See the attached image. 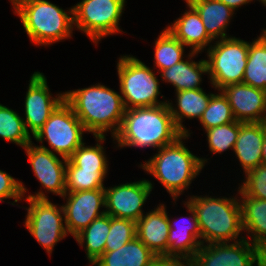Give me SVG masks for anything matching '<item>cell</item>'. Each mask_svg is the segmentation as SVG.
<instances>
[{
  "instance_id": "6da1fadb",
  "label": "cell",
  "mask_w": 266,
  "mask_h": 266,
  "mask_svg": "<svg viewBox=\"0 0 266 266\" xmlns=\"http://www.w3.org/2000/svg\"><path fill=\"white\" fill-rule=\"evenodd\" d=\"M183 133L172 118L168 103L154 107L126 109L113 141L118 148L160 149L175 142Z\"/></svg>"
},
{
  "instance_id": "7a4b0ae2",
  "label": "cell",
  "mask_w": 266,
  "mask_h": 266,
  "mask_svg": "<svg viewBox=\"0 0 266 266\" xmlns=\"http://www.w3.org/2000/svg\"><path fill=\"white\" fill-rule=\"evenodd\" d=\"M65 101L93 136H106L110 131L114 137L126 110L121 94L101 83L65 91Z\"/></svg>"
},
{
  "instance_id": "3957f363",
  "label": "cell",
  "mask_w": 266,
  "mask_h": 266,
  "mask_svg": "<svg viewBox=\"0 0 266 266\" xmlns=\"http://www.w3.org/2000/svg\"><path fill=\"white\" fill-rule=\"evenodd\" d=\"M188 138L186 134L181 135L175 142L157 149L158 153L139 166L163 185L175 203L208 162L185 146L183 140Z\"/></svg>"
},
{
  "instance_id": "277c9868",
  "label": "cell",
  "mask_w": 266,
  "mask_h": 266,
  "mask_svg": "<svg viewBox=\"0 0 266 266\" xmlns=\"http://www.w3.org/2000/svg\"><path fill=\"white\" fill-rule=\"evenodd\" d=\"M12 6L34 45L50 46L72 38L73 6L64 10L48 0H15Z\"/></svg>"
},
{
  "instance_id": "5b68a950",
  "label": "cell",
  "mask_w": 266,
  "mask_h": 266,
  "mask_svg": "<svg viewBox=\"0 0 266 266\" xmlns=\"http://www.w3.org/2000/svg\"><path fill=\"white\" fill-rule=\"evenodd\" d=\"M238 198L236 196L215 198L208 195H191L188 198L186 202L196 213L202 245L245 239V236H241L244 231Z\"/></svg>"
},
{
  "instance_id": "8992f818",
  "label": "cell",
  "mask_w": 266,
  "mask_h": 266,
  "mask_svg": "<svg viewBox=\"0 0 266 266\" xmlns=\"http://www.w3.org/2000/svg\"><path fill=\"white\" fill-rule=\"evenodd\" d=\"M119 90L125 109L154 107L168 103L159 101L160 81L153 69L133 55L120 56L117 61Z\"/></svg>"
},
{
  "instance_id": "52a82bcc",
  "label": "cell",
  "mask_w": 266,
  "mask_h": 266,
  "mask_svg": "<svg viewBox=\"0 0 266 266\" xmlns=\"http://www.w3.org/2000/svg\"><path fill=\"white\" fill-rule=\"evenodd\" d=\"M29 207L25 227L50 256L54 246L68 236L63 207L52 203L41 187L34 194L23 196Z\"/></svg>"
},
{
  "instance_id": "ba28073f",
  "label": "cell",
  "mask_w": 266,
  "mask_h": 266,
  "mask_svg": "<svg viewBox=\"0 0 266 266\" xmlns=\"http://www.w3.org/2000/svg\"><path fill=\"white\" fill-rule=\"evenodd\" d=\"M212 44L206 51L208 79L212 87L221 90L228 85L242 83L249 42L230 36L214 41Z\"/></svg>"
},
{
  "instance_id": "9c48e42d",
  "label": "cell",
  "mask_w": 266,
  "mask_h": 266,
  "mask_svg": "<svg viewBox=\"0 0 266 266\" xmlns=\"http://www.w3.org/2000/svg\"><path fill=\"white\" fill-rule=\"evenodd\" d=\"M126 0H81L73 6L74 28L98 44L101 39L123 32L120 20Z\"/></svg>"
},
{
  "instance_id": "30bf717a",
  "label": "cell",
  "mask_w": 266,
  "mask_h": 266,
  "mask_svg": "<svg viewBox=\"0 0 266 266\" xmlns=\"http://www.w3.org/2000/svg\"><path fill=\"white\" fill-rule=\"evenodd\" d=\"M84 133L87 132L83 124L72 107L64 100L33 138L41 144L43 140H46L51 149L45 147L44 144L39 146L59 155L61 158L68 159L83 143Z\"/></svg>"
},
{
  "instance_id": "8fae6325",
  "label": "cell",
  "mask_w": 266,
  "mask_h": 266,
  "mask_svg": "<svg viewBox=\"0 0 266 266\" xmlns=\"http://www.w3.org/2000/svg\"><path fill=\"white\" fill-rule=\"evenodd\" d=\"M24 101V124L32 137L43 127L49 116L65 100V92L53 97L47 84V78L39 71L34 72L29 80Z\"/></svg>"
},
{
  "instance_id": "7c38bea8",
  "label": "cell",
  "mask_w": 266,
  "mask_h": 266,
  "mask_svg": "<svg viewBox=\"0 0 266 266\" xmlns=\"http://www.w3.org/2000/svg\"><path fill=\"white\" fill-rule=\"evenodd\" d=\"M153 187V183L146 179L105 187L106 214L137 222L145 214L142 207L147 202Z\"/></svg>"
},
{
  "instance_id": "4fadbf2b",
  "label": "cell",
  "mask_w": 266,
  "mask_h": 266,
  "mask_svg": "<svg viewBox=\"0 0 266 266\" xmlns=\"http://www.w3.org/2000/svg\"><path fill=\"white\" fill-rule=\"evenodd\" d=\"M65 226L68 234L75 237L95 219L106 214L105 189H92L65 193L62 197Z\"/></svg>"
},
{
  "instance_id": "5bb4252c",
  "label": "cell",
  "mask_w": 266,
  "mask_h": 266,
  "mask_svg": "<svg viewBox=\"0 0 266 266\" xmlns=\"http://www.w3.org/2000/svg\"><path fill=\"white\" fill-rule=\"evenodd\" d=\"M28 156L35 177L40 182L45 192L53 193L63 197L66 193V165L67 159H61L47 149H44L32 142L24 148Z\"/></svg>"
},
{
  "instance_id": "9a60e30c",
  "label": "cell",
  "mask_w": 266,
  "mask_h": 266,
  "mask_svg": "<svg viewBox=\"0 0 266 266\" xmlns=\"http://www.w3.org/2000/svg\"><path fill=\"white\" fill-rule=\"evenodd\" d=\"M192 259L195 266H256V245L247 239L205 244Z\"/></svg>"
},
{
  "instance_id": "2e32d148",
  "label": "cell",
  "mask_w": 266,
  "mask_h": 266,
  "mask_svg": "<svg viewBox=\"0 0 266 266\" xmlns=\"http://www.w3.org/2000/svg\"><path fill=\"white\" fill-rule=\"evenodd\" d=\"M221 91L227 97L236 121L266 122V91L243 82L228 85Z\"/></svg>"
},
{
  "instance_id": "e0dca14e",
  "label": "cell",
  "mask_w": 266,
  "mask_h": 266,
  "mask_svg": "<svg viewBox=\"0 0 266 266\" xmlns=\"http://www.w3.org/2000/svg\"><path fill=\"white\" fill-rule=\"evenodd\" d=\"M183 204L189 212V218L183 217V219L181 218L182 221H178L180 220L179 218L171 221L168 214L170 228L168 234V249L163 255L164 257L192 259L201 248V233L195 210L188 202L184 201Z\"/></svg>"
},
{
  "instance_id": "ac0fdd59",
  "label": "cell",
  "mask_w": 266,
  "mask_h": 266,
  "mask_svg": "<svg viewBox=\"0 0 266 266\" xmlns=\"http://www.w3.org/2000/svg\"><path fill=\"white\" fill-rule=\"evenodd\" d=\"M169 228L166 206L158 204L136 222V237L155 255L163 256L168 249Z\"/></svg>"
},
{
  "instance_id": "d6986e66",
  "label": "cell",
  "mask_w": 266,
  "mask_h": 266,
  "mask_svg": "<svg viewBox=\"0 0 266 266\" xmlns=\"http://www.w3.org/2000/svg\"><path fill=\"white\" fill-rule=\"evenodd\" d=\"M264 136L265 122H240V130L233 151L244 173L262 165Z\"/></svg>"
},
{
  "instance_id": "ffe728a7",
  "label": "cell",
  "mask_w": 266,
  "mask_h": 266,
  "mask_svg": "<svg viewBox=\"0 0 266 266\" xmlns=\"http://www.w3.org/2000/svg\"><path fill=\"white\" fill-rule=\"evenodd\" d=\"M187 9L166 28L191 52H204L214 40L208 35L198 12L188 3ZM207 47V48H206Z\"/></svg>"
},
{
  "instance_id": "44dd1931",
  "label": "cell",
  "mask_w": 266,
  "mask_h": 266,
  "mask_svg": "<svg viewBox=\"0 0 266 266\" xmlns=\"http://www.w3.org/2000/svg\"><path fill=\"white\" fill-rule=\"evenodd\" d=\"M198 56V52H190L186 60H182L172 67L159 72L162 81L174 86L175 91L202 89L203 74H209L206 59L193 61V57Z\"/></svg>"
},
{
  "instance_id": "7402d4cb",
  "label": "cell",
  "mask_w": 266,
  "mask_h": 266,
  "mask_svg": "<svg viewBox=\"0 0 266 266\" xmlns=\"http://www.w3.org/2000/svg\"><path fill=\"white\" fill-rule=\"evenodd\" d=\"M199 14L206 32L213 40L230 37L227 28L235 11L219 0H184Z\"/></svg>"
},
{
  "instance_id": "603a6c76",
  "label": "cell",
  "mask_w": 266,
  "mask_h": 266,
  "mask_svg": "<svg viewBox=\"0 0 266 266\" xmlns=\"http://www.w3.org/2000/svg\"><path fill=\"white\" fill-rule=\"evenodd\" d=\"M176 105L168 101V105L171 111L172 118L177 128L190 137L189 129L183 125L184 118L193 119L198 118L200 120L202 114L207 108L209 101L214 93L207 94L203 88L193 90H181L175 92Z\"/></svg>"
},
{
  "instance_id": "cb8c5ba5",
  "label": "cell",
  "mask_w": 266,
  "mask_h": 266,
  "mask_svg": "<svg viewBox=\"0 0 266 266\" xmlns=\"http://www.w3.org/2000/svg\"><path fill=\"white\" fill-rule=\"evenodd\" d=\"M243 231L247 232L245 239L257 245L266 243V200L253 196H244L239 190ZM249 236V237H248Z\"/></svg>"
},
{
  "instance_id": "d4e9b609",
  "label": "cell",
  "mask_w": 266,
  "mask_h": 266,
  "mask_svg": "<svg viewBox=\"0 0 266 266\" xmlns=\"http://www.w3.org/2000/svg\"><path fill=\"white\" fill-rule=\"evenodd\" d=\"M156 257L135 237L118 250L104 252L92 266H152Z\"/></svg>"
},
{
  "instance_id": "484cf974",
  "label": "cell",
  "mask_w": 266,
  "mask_h": 266,
  "mask_svg": "<svg viewBox=\"0 0 266 266\" xmlns=\"http://www.w3.org/2000/svg\"><path fill=\"white\" fill-rule=\"evenodd\" d=\"M109 231L110 216L104 214L74 237L79 246L84 247L91 266L104 253Z\"/></svg>"
},
{
  "instance_id": "4316f807",
  "label": "cell",
  "mask_w": 266,
  "mask_h": 266,
  "mask_svg": "<svg viewBox=\"0 0 266 266\" xmlns=\"http://www.w3.org/2000/svg\"><path fill=\"white\" fill-rule=\"evenodd\" d=\"M243 83L266 91V35L263 32L249 42Z\"/></svg>"
},
{
  "instance_id": "83f0119b",
  "label": "cell",
  "mask_w": 266,
  "mask_h": 266,
  "mask_svg": "<svg viewBox=\"0 0 266 266\" xmlns=\"http://www.w3.org/2000/svg\"><path fill=\"white\" fill-rule=\"evenodd\" d=\"M154 68L157 73L182 61L185 57L183 45L167 28L163 29L154 44Z\"/></svg>"
},
{
  "instance_id": "f1b7e54d",
  "label": "cell",
  "mask_w": 266,
  "mask_h": 266,
  "mask_svg": "<svg viewBox=\"0 0 266 266\" xmlns=\"http://www.w3.org/2000/svg\"><path fill=\"white\" fill-rule=\"evenodd\" d=\"M95 146H85L83 142L68 158L75 166L88 171H108L109 161L103 147L105 136H94Z\"/></svg>"
},
{
  "instance_id": "f546056e",
  "label": "cell",
  "mask_w": 266,
  "mask_h": 266,
  "mask_svg": "<svg viewBox=\"0 0 266 266\" xmlns=\"http://www.w3.org/2000/svg\"><path fill=\"white\" fill-rule=\"evenodd\" d=\"M0 138L24 148L32 141L23 118L11 108L0 103Z\"/></svg>"
},
{
  "instance_id": "4dcf8cb0",
  "label": "cell",
  "mask_w": 266,
  "mask_h": 266,
  "mask_svg": "<svg viewBox=\"0 0 266 266\" xmlns=\"http://www.w3.org/2000/svg\"><path fill=\"white\" fill-rule=\"evenodd\" d=\"M108 171H88L75 166L69 159L66 165V193L83 190L100 189L104 187V180Z\"/></svg>"
},
{
  "instance_id": "1f68e13d",
  "label": "cell",
  "mask_w": 266,
  "mask_h": 266,
  "mask_svg": "<svg viewBox=\"0 0 266 266\" xmlns=\"http://www.w3.org/2000/svg\"><path fill=\"white\" fill-rule=\"evenodd\" d=\"M236 121L227 97L221 90L212 95L199 122L204 130Z\"/></svg>"
},
{
  "instance_id": "d6a6232c",
  "label": "cell",
  "mask_w": 266,
  "mask_h": 266,
  "mask_svg": "<svg viewBox=\"0 0 266 266\" xmlns=\"http://www.w3.org/2000/svg\"><path fill=\"white\" fill-rule=\"evenodd\" d=\"M239 130V121L205 130L209 151L213 154H222L229 149L233 150Z\"/></svg>"
},
{
  "instance_id": "836d02e7",
  "label": "cell",
  "mask_w": 266,
  "mask_h": 266,
  "mask_svg": "<svg viewBox=\"0 0 266 266\" xmlns=\"http://www.w3.org/2000/svg\"><path fill=\"white\" fill-rule=\"evenodd\" d=\"M136 237V222L110 216V231L104 252L115 251Z\"/></svg>"
},
{
  "instance_id": "e575fe53",
  "label": "cell",
  "mask_w": 266,
  "mask_h": 266,
  "mask_svg": "<svg viewBox=\"0 0 266 266\" xmlns=\"http://www.w3.org/2000/svg\"><path fill=\"white\" fill-rule=\"evenodd\" d=\"M244 177L246 179L239 185L238 190L244 196L266 200V165H258L246 172Z\"/></svg>"
},
{
  "instance_id": "d590c367",
  "label": "cell",
  "mask_w": 266,
  "mask_h": 266,
  "mask_svg": "<svg viewBox=\"0 0 266 266\" xmlns=\"http://www.w3.org/2000/svg\"><path fill=\"white\" fill-rule=\"evenodd\" d=\"M28 193V189L23 182L16 180L10 174L0 170V202H5V199H14L11 203L15 205L18 201L24 200L23 196Z\"/></svg>"
},
{
  "instance_id": "8d00e7d4",
  "label": "cell",
  "mask_w": 266,
  "mask_h": 266,
  "mask_svg": "<svg viewBox=\"0 0 266 266\" xmlns=\"http://www.w3.org/2000/svg\"><path fill=\"white\" fill-rule=\"evenodd\" d=\"M152 266H195L193 259L157 256Z\"/></svg>"
},
{
  "instance_id": "74e56055",
  "label": "cell",
  "mask_w": 266,
  "mask_h": 266,
  "mask_svg": "<svg viewBox=\"0 0 266 266\" xmlns=\"http://www.w3.org/2000/svg\"><path fill=\"white\" fill-rule=\"evenodd\" d=\"M257 266H266V243L256 245V262Z\"/></svg>"
},
{
  "instance_id": "f35d334b",
  "label": "cell",
  "mask_w": 266,
  "mask_h": 266,
  "mask_svg": "<svg viewBox=\"0 0 266 266\" xmlns=\"http://www.w3.org/2000/svg\"><path fill=\"white\" fill-rule=\"evenodd\" d=\"M219 1L223 2L233 11H236L239 7L241 8L242 5L250 4L253 0H219Z\"/></svg>"
},
{
  "instance_id": "ab89813d",
  "label": "cell",
  "mask_w": 266,
  "mask_h": 266,
  "mask_svg": "<svg viewBox=\"0 0 266 266\" xmlns=\"http://www.w3.org/2000/svg\"><path fill=\"white\" fill-rule=\"evenodd\" d=\"M262 165H266V122H265V136L262 145Z\"/></svg>"
},
{
  "instance_id": "60d3db41",
  "label": "cell",
  "mask_w": 266,
  "mask_h": 266,
  "mask_svg": "<svg viewBox=\"0 0 266 266\" xmlns=\"http://www.w3.org/2000/svg\"><path fill=\"white\" fill-rule=\"evenodd\" d=\"M257 1H259L261 4H263V6L266 7V0H257Z\"/></svg>"
},
{
  "instance_id": "b9f144b4",
  "label": "cell",
  "mask_w": 266,
  "mask_h": 266,
  "mask_svg": "<svg viewBox=\"0 0 266 266\" xmlns=\"http://www.w3.org/2000/svg\"><path fill=\"white\" fill-rule=\"evenodd\" d=\"M262 32L266 35V28H263Z\"/></svg>"
}]
</instances>
